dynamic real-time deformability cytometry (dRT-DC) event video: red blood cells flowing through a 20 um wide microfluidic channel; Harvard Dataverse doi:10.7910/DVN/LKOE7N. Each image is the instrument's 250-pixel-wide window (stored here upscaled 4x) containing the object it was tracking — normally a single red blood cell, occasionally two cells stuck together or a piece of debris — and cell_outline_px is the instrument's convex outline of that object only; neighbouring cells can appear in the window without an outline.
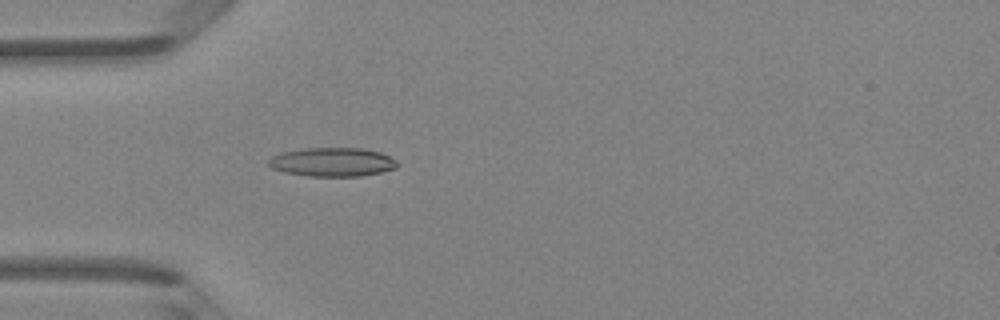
{"species": "Egyptian fruit bat (a non-hibernating species)", "species_latin": "Rousettus aegyptiacus", "temperature_condition": "room temperature", "stored_images_in_passage": 46, "camera_frame_rate_fps": 3000, "um_per_image_px": 0.085, "animal": {"sex": "female"}, "frame": {"image": 1, "passage_image": 14, "time_ms": 4.333, "image_size_px": [1000, 320], "cell_outline_px": [[400, 164], [396, 168], [380, 172], [360, 176], [308, 176], [284, 172], [272, 168], [268, 164], [268, 160], [272, 156], [280, 152], [304, 148], [360, 148], [380, 152], [396, 160]], "centroid_in_image_um": [28.24, 13.77], "position_along_channel_um": 56.8, "area_um2": 21.68}}
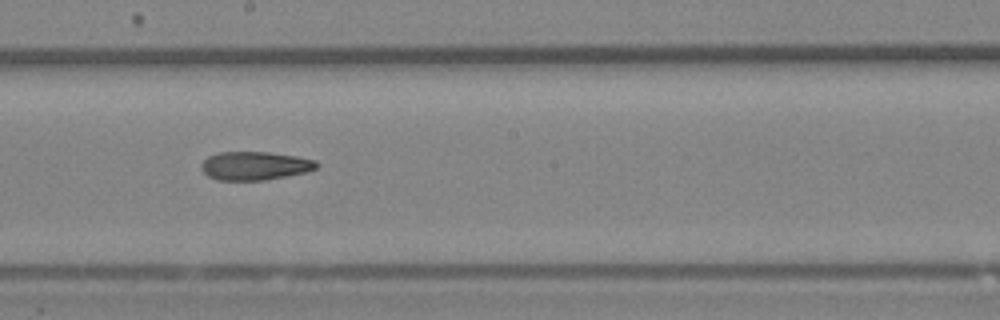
{"frame": {"image": 2, "passage_image": 26, "time_ms": 8.333, "image_size_px": [1000, 320], "cell_outline_px": [[320, 164], [316, 168], [308, 172], [264, 180], [216, 180], [208, 176], [200, 168], [200, 164], [208, 156], [216, 152], [268, 152], [296, 156], [316, 160]], "centroid_in_image_um": [21.66, 14.09], "position_along_channel_um": 226.5, "area_um2": 19.31}}
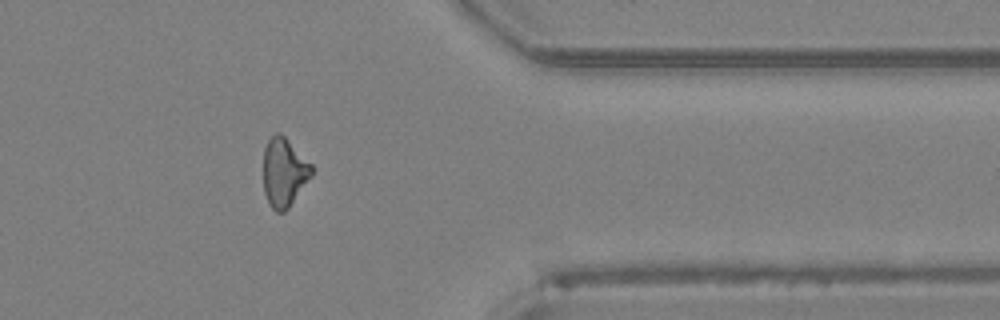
{"frame": {"image": 3, "passage_image": 38, "time_ms": 12.333, "image_size_px": [1000, 320], "cell_outline_px": [[312, 176], [288, 208], [284, 212], [276, 212], [268, 204], [264, 192], [264, 148], [268, 140], [276, 132], [280, 132], [312, 164]], "centroid_in_image_um": [24.14, 14.66], "position_along_channel_um": 387.3, "area_um2": 19.31}, "authors_computed_cell_mechanics": {"area_um2": 20.23, "velocity_mm_per_s": 4.3834, "shape_relaxation_time_tau1_ms": null, "shape_relaxation_time_tau2_ms": 5.8469, "deformation_change_tau1": null, "deformation_change_tau2": 0.1714}}